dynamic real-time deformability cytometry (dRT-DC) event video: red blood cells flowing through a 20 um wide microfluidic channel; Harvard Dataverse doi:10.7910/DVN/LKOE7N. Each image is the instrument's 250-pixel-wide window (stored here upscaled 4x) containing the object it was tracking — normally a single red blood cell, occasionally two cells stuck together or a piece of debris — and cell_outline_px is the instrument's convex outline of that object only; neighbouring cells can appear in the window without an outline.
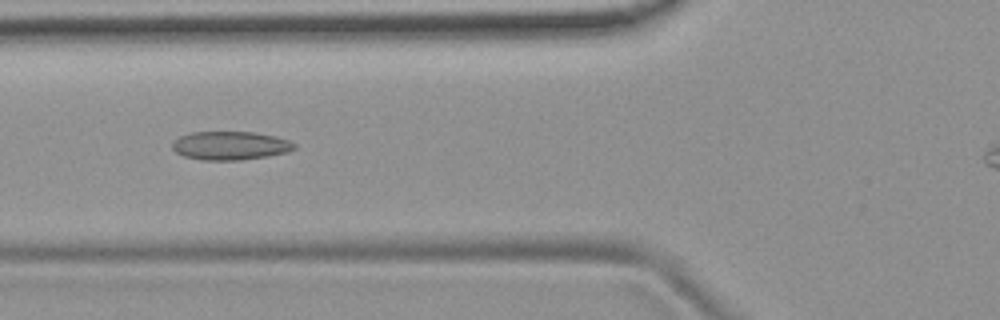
{"species": "common noctule bat (a hibernating species)", "species_latin": "Nyctalus noctula", "temperature_condition": "room temperature", "stored_images_in_passage": 48, "camera_frame_rate_fps": 3000, "um_per_image_px": 0.085, "animal": {"sex": "female", "body_mass_g": 19.9}, "frame": {"image": 1, "passage_image": 20, "time_ms": 6.333, "image_size_px": [1000, 320], "cell_outline_px": [[296, 148], [288, 152], [268, 156], [240, 160], [200, 160], [184, 156], [176, 152], [172, 148], [172, 140], [180, 136], [192, 132], [252, 132], [276, 136], [288, 140], [296, 144]], "centroid_in_image_um": [19.56, 12.38], "position_along_channel_um": 106.2, "area_um2": 20.4}}
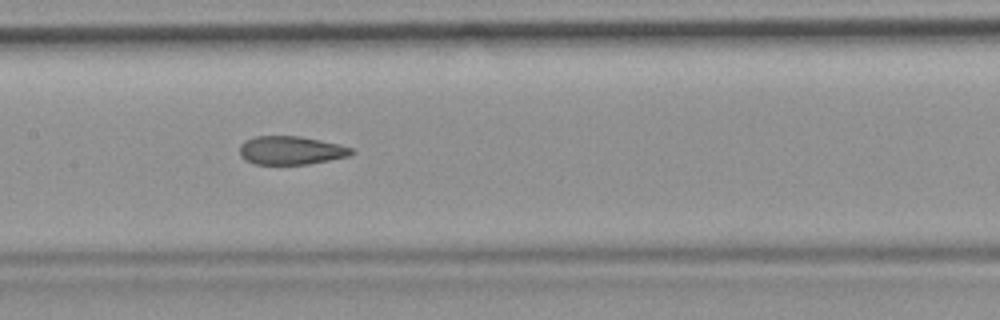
{"frame": {"image": 2, "passage_image": 26, "time_ms": 8.333, "image_size_px": [1000, 320], "cell_outline_px": [[356, 152], [348, 156], [308, 164], [256, 164], [244, 160], [240, 156], [240, 144], [244, 140], [256, 136], [300, 136], [340, 144], [352, 148]], "centroid_in_image_um": [24.71, 12.77], "position_along_channel_um": 182.7, "area_um2": 18.61}}
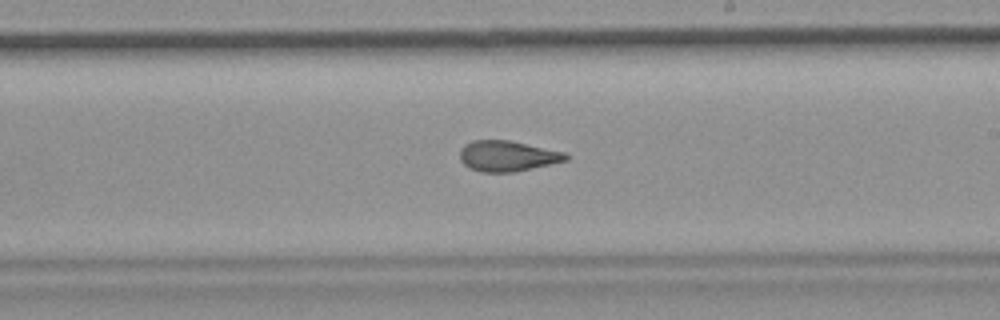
{"frame": {"image": 3, "passage_image": 31, "time_ms": 10.0, "image_size_px": [1000, 320], "cell_outline_px": [[568, 160], [552, 164], [516, 172], [480, 172], [468, 168], [460, 160], [460, 148], [464, 144], [472, 140], [508, 140], [564, 152], [568, 156]], "centroid_in_image_um": [43.1, 13.27], "position_along_channel_um": 245.9, "area_um2": 19.02}}